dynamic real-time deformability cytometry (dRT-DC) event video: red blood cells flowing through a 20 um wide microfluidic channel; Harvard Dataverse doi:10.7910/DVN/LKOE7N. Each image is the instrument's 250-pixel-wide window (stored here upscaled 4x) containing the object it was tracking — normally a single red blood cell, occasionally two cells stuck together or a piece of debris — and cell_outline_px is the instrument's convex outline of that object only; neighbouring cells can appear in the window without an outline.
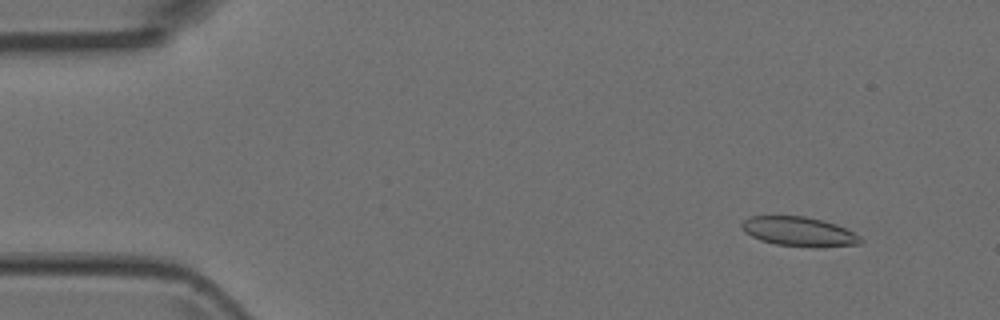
{"species": "Egyptian fruit bat (a non-hibernating species)", "species_latin": "Rousettus aegyptiacus", "temperature_condition": "room temperature", "stored_images_in_passage": 5, "camera_frame_rate_fps": 3000, "um_per_image_px": 0.085, "animal": {"sex": "female"}, "frame": {"image": 1, "passage_image": 2, "time_ms": 0.333, "image_size_px": [1000, 320], "cell_outline_px": [[864, 240], [860, 244], [812, 248], [776, 244], [760, 240], [744, 232], [740, 228], [740, 224], [748, 216], [804, 216], [824, 220], [836, 224], [860, 236]], "centroid_in_image_um": [67.9, 19.69], "position_along_channel_um": 17.1, "area_um2": 20.58}}
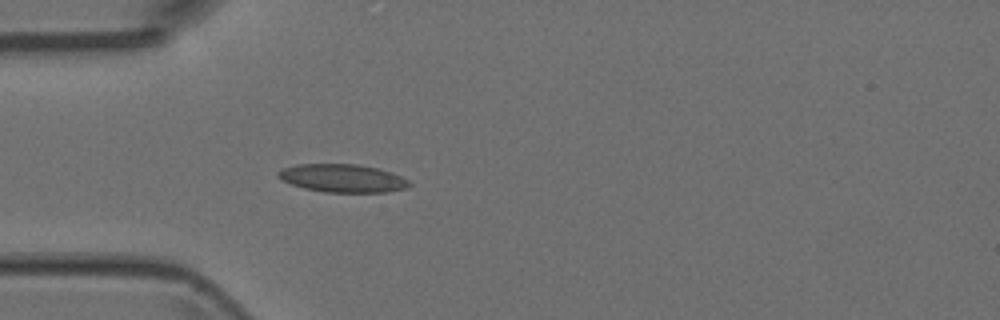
{"frame": {"image": 2, "passage_image": 5, "time_ms": 1.333, "image_size_px": [1000, 320], "cell_outline_px": [[412, 184], [408, 188], [388, 192], [324, 192], [304, 188], [280, 180], [276, 176], [276, 172], [280, 168], [296, 164], [356, 164], [376, 168], [392, 172], [408, 180]], "centroid_in_image_um": [29.08, 15.15], "position_along_channel_um": 55.9, "area_um2": 21.68}}